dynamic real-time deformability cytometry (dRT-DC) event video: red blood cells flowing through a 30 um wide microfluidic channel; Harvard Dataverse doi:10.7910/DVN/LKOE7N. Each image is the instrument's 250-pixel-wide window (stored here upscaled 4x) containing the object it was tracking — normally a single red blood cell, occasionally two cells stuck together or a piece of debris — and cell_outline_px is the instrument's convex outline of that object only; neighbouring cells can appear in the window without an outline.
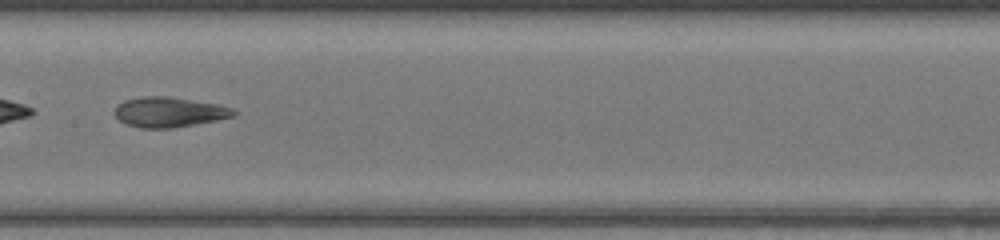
{"species": "common noctule bat (a hibernating species)", "species_latin": "Nyctalus noctula", "temperature_condition": "warm", "stored_images_in_passage": 30, "camera_frame_rate_fps": 3000, "um_per_image_px": 0.085, "animal": {"sex": "female", "body_mass_g": 17.0, "forearm_length_mm": 48.0}, "frame": {"image": 1, "passage_image": 9, "time_ms": 2.667, "image_size_px": [1000, 240], "cell_outline_px": [[236, 116], [196, 124], [172, 128], [140, 128], [128, 124], [120, 120], [112, 112], [116, 104], [124, 100], [144, 96], [168, 96], [220, 104], [232, 108], [236, 112]], "centroid_in_image_um": [14.37, 9.52], "position_along_channel_um": 193.0, "area_um2": 21.04}}